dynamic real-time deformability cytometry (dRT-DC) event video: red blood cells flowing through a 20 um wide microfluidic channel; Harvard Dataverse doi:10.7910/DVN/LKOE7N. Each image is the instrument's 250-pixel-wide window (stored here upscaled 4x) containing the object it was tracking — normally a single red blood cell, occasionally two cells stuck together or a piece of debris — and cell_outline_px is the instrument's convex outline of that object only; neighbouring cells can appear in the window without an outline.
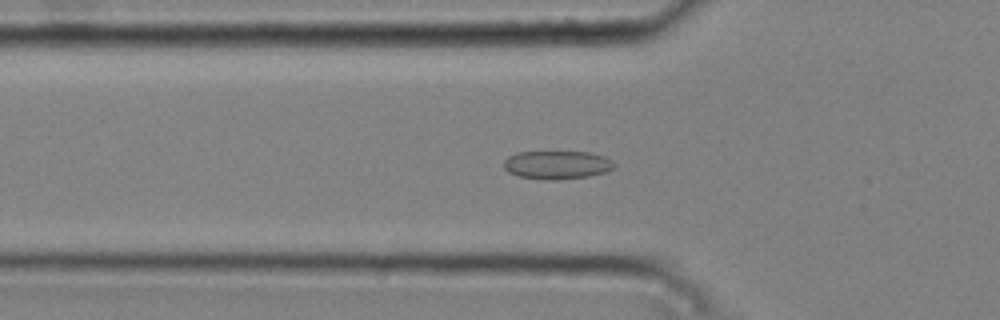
{"species": "common noctule bat (a hibernating species)", "species_latin": "Nyctalus noctula", "temperature_condition": "cold", "stored_images_in_passage": 50, "camera_frame_rate_fps": 3000, "um_per_image_px": 0.085, "animal": {"sex": "male", "body_mass_g": 20.4}, "frame": {"image": 1, "passage_image": 18, "time_ms": 5.667, "image_size_px": [1000, 320], "cell_outline_px": [[616, 164], [608, 172], [588, 176], [556, 180], [544, 180], [520, 176], [508, 172], [504, 168], [504, 160], [508, 156], [516, 152], [588, 152], [604, 156], [612, 160]], "centroid_in_image_um": [47.35, 14.01], "position_along_channel_um": 78.4, "area_um2": 18.32}}
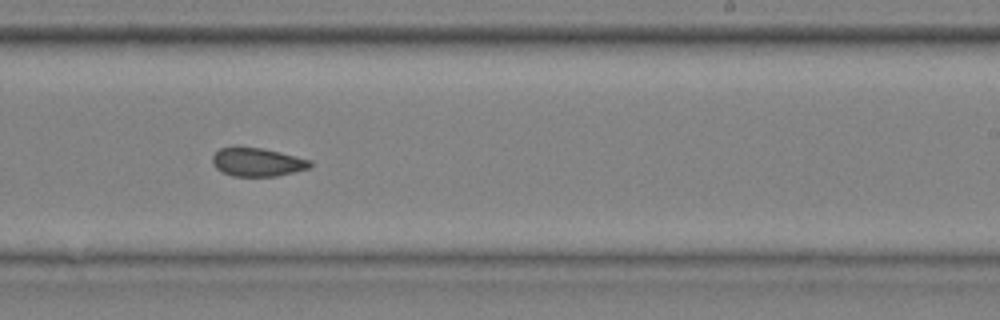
{"frame": {"image": 2, "passage_image": 33, "time_ms": 10.667, "image_size_px": [1000, 320], "cell_outline_px": [[312, 164], [308, 168], [276, 176], [232, 176], [216, 168], [212, 164], [212, 156], [220, 148], [236, 144], [264, 148], [312, 160]], "centroid_in_image_um": [21.82, 13.73], "position_along_channel_um": 267.2, "area_um2": 16.59}}
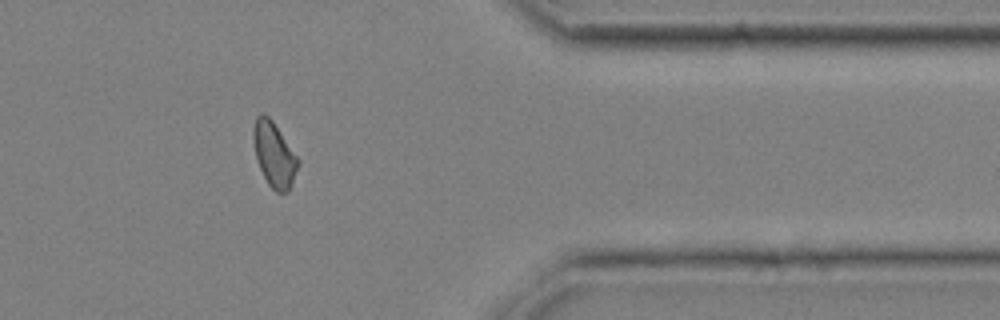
{"frame": {"image": 3, "passage_image": 44, "time_ms": 14.333, "image_size_px": [1000, 320], "cell_outline_px": [[300, 164], [292, 184], [288, 192], [276, 192], [268, 184], [256, 160], [252, 136], [252, 132], [256, 116], [260, 112], [268, 116], [272, 120], [300, 160]], "centroid_in_image_um": [23.3, 13.13], "position_along_channel_um": 388.1, "area_um2": 16.99}}